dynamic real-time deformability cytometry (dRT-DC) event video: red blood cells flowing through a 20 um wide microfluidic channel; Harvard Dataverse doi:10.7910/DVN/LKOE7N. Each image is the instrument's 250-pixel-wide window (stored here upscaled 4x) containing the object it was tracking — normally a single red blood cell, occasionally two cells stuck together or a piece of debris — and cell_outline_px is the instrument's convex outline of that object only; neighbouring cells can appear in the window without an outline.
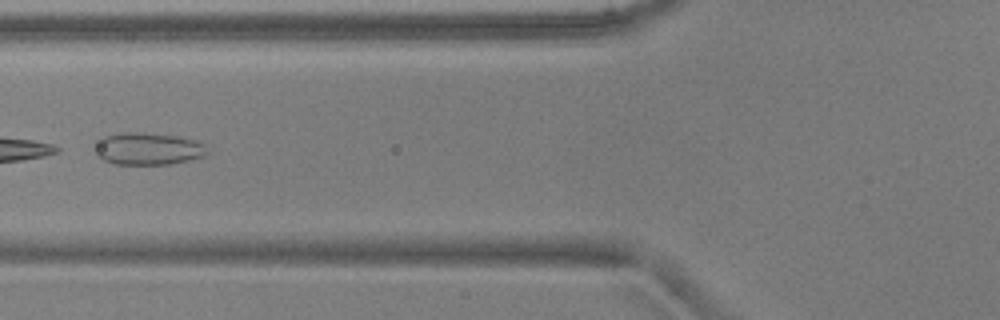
{"species": "common noctule bat (a hibernating species)", "species_latin": "Nyctalus noctula", "temperature_condition": "warm", "stored_images_in_passage": 5, "camera_frame_rate_fps": 3000, "um_per_image_px": 0.085, "animal": {"sex": "male", "body_mass_g": 17.9, "forearm_length_mm": 54.2}, "frame": {"image": 1, "passage_image": 5, "time_ms": 1.333, "image_size_px": [1000, 320], "cell_outline_px": [[212, 152], [204, 156], [188, 160], [168, 164], [116, 164], [104, 160], [96, 156], [100, 144], [104, 136], [124, 132], [136, 132], [176, 136], [196, 140], [204, 144]], "centroid_in_image_um": [12.68, 12.65], "position_along_channel_um": 113.1, "area_um2": 20.75}}